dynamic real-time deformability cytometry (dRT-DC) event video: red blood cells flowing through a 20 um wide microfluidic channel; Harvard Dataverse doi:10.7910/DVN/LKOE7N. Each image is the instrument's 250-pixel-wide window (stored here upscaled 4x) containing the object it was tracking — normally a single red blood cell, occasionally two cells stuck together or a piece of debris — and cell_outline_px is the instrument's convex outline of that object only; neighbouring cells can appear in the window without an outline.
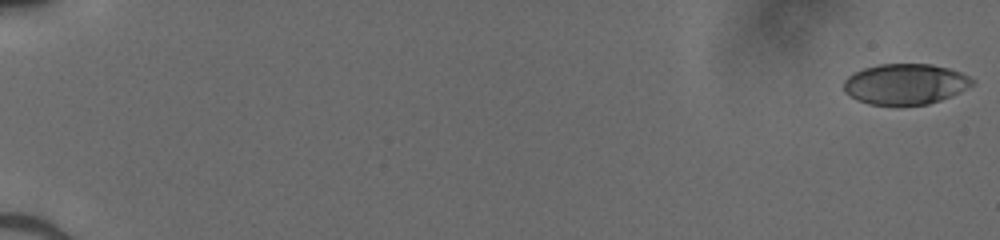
{"species": "human", "species_latin": "Homo sapiens", "temperature_condition": "cold", "stored_images_in_passage": 52, "camera_frame_rate_fps": 3000, "um_per_image_px": 0.085, "donor": {"sex": "male"}, "frame": {"image": 1, "passage_image": 1, "time_ms": 0.0, "image_size_px": [1000, 240], "cell_outline_px": [[976, 80], [972, 84], [960, 92], [952, 96], [928, 104], [900, 108], [896, 108], [868, 104], [856, 100], [848, 96], [844, 92], [844, 80], [848, 76], [864, 68], [880, 64], [932, 64], [948, 68], [960, 72]], "centroid_in_image_um": [76.92, 7.19], "position_along_channel_um": 8.1, "area_um2": 31.27}}
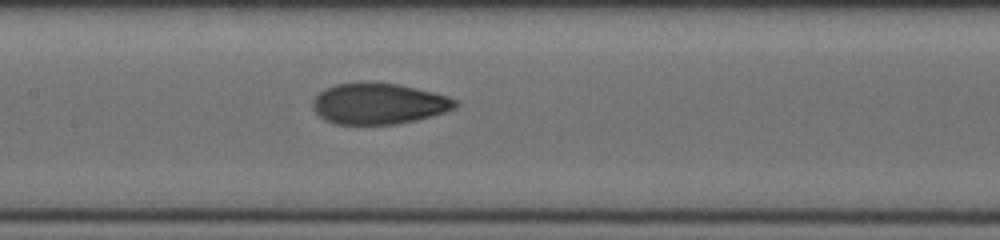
{"frame": {"image": 2, "passage_image": 28, "time_ms": 9.0, "image_size_px": [1000, 240], "cell_outline_px": [[460, 104], [456, 108], [444, 112], [416, 120], [396, 124], [336, 124], [324, 120], [312, 108], [312, 100], [320, 92], [336, 84], [396, 84], [416, 88], [448, 96], [456, 100]], "centroid_in_image_um": [32.21, 8.84], "position_along_channel_um": 175.2, "area_um2": 33.47}}
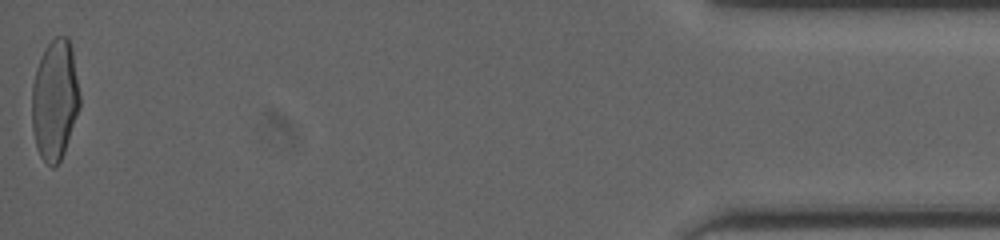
{"frame": {"image": 3, "passage_image": 52, "time_ms": 17.0, "image_size_px": [1000, 240], "cell_outline_px": [[80, 108], [64, 152], [60, 160], [52, 168], [40, 156], [36, 148], [32, 128], [32, 84], [36, 68], [44, 48], [56, 36], [68, 36], [72, 48], [80, 96]], "centroid_in_image_um": [4.66, 8.48], "position_along_channel_um": 430.5, "area_um2": 33.76}}